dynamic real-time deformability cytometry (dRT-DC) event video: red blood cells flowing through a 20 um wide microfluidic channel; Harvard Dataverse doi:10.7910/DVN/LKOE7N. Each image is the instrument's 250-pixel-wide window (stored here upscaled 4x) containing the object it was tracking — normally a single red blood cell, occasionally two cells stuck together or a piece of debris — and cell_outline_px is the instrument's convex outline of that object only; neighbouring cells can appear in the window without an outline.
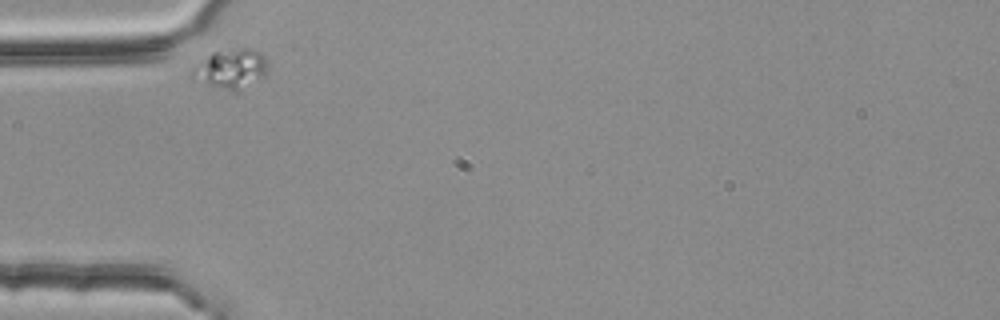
{"species": "common noctule bat (a hibernating species)", "species_latin": "Nyctalus noctula", "temperature_condition": "room temperature", "stored_images_in_passage": 2, "camera_frame_rate_fps": 3000, "um_per_image_px": 0.085, "animal": {"sex": "female", "body_mass_g": 25.1}, "frame": {"image": 1, "passage_image": 1, "time_ms": 0.0, "image_size_px": [1000, 320], "cell_outline_px": [[268, 72], [264, 76], [240, 92], [232, 92], [192, 80], [188, 76], [192, 68], [212, 52], [244, 48], [248, 48], [260, 52], [264, 56], [268, 64]], "centroid_in_image_um": [19.62, 5.89], "position_along_channel_um": 65.4, "area_um2": 17.8}}